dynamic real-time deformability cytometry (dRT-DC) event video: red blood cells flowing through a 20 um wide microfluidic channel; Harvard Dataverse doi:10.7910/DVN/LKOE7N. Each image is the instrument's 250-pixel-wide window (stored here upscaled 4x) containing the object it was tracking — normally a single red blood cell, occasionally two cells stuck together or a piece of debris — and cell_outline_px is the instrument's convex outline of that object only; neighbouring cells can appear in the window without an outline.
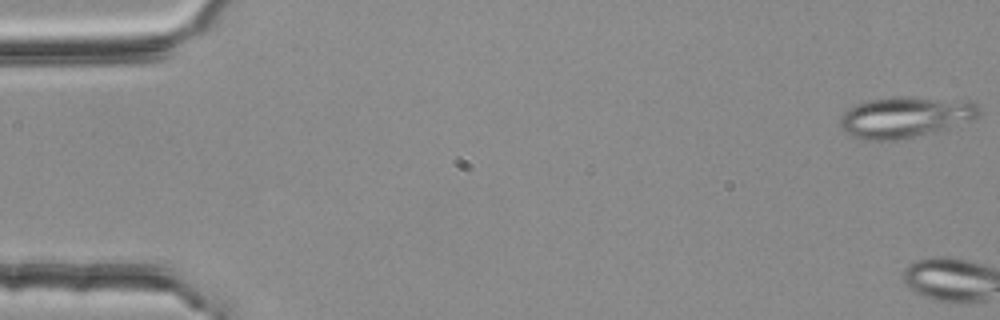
{"species": "common noctule bat (a hibernating species)", "species_latin": "Nyctalus noctula", "temperature_condition": "room temperature", "stored_images_in_passage": 5, "camera_frame_rate_fps": 3000, "um_per_image_px": 0.085, "animal": {"sex": "female", "body_mass_g": 25.1}, "frame": {"image": 1, "passage_image": 1, "time_ms": 0.0, "image_size_px": [1000, 320], "cell_outline_px": [[980, 116], [968, 120], [904, 140], [864, 140], [852, 136], [840, 128], [840, 120], [844, 112], [848, 108], [856, 104], [868, 100], [892, 96], [908, 96], [968, 100], [976, 104], [980, 108]], "centroid_in_image_um": [76.9, 9.93], "position_along_channel_um": 8.1, "area_um2": 33.18}}